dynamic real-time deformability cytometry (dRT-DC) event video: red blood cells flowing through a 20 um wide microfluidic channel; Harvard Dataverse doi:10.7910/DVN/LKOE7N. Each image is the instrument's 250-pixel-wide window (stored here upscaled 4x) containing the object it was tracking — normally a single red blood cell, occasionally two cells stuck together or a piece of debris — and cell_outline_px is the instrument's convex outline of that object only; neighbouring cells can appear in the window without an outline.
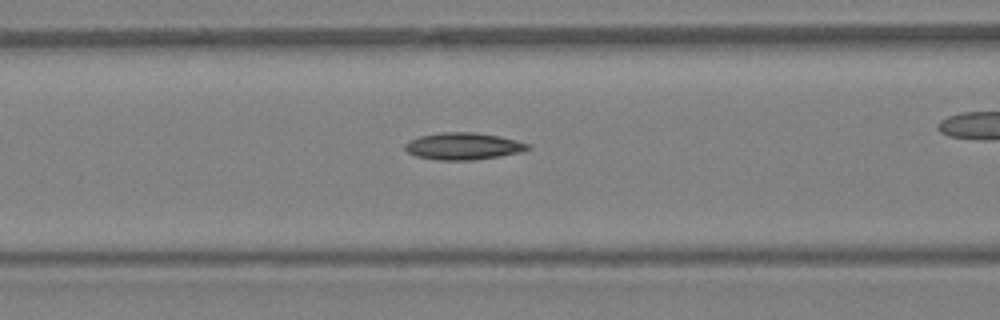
{"species": "Egyptian fruit bat (a non-hibernating species)", "species_latin": "Rousettus aegyptiacus", "temperature_condition": "warm", "stored_images_in_passage": 35, "camera_frame_rate_fps": 3000, "um_per_image_px": 0.085, "animal": {"sex": "female"}, "frame": {"image": 1, "passage_image": 9, "time_ms": 2.667, "image_size_px": [1000, 320], "cell_outline_px": [[532, 148], [524, 152], [500, 156], [472, 160], [440, 160], [416, 156], [408, 152], [404, 148], [404, 144], [408, 140], [420, 136], [444, 132], [472, 132], [496, 136], [516, 140], [532, 144]], "centroid_in_image_um": [39.41, 12.43], "position_along_channel_um": 127.2, "area_um2": 19.36}}
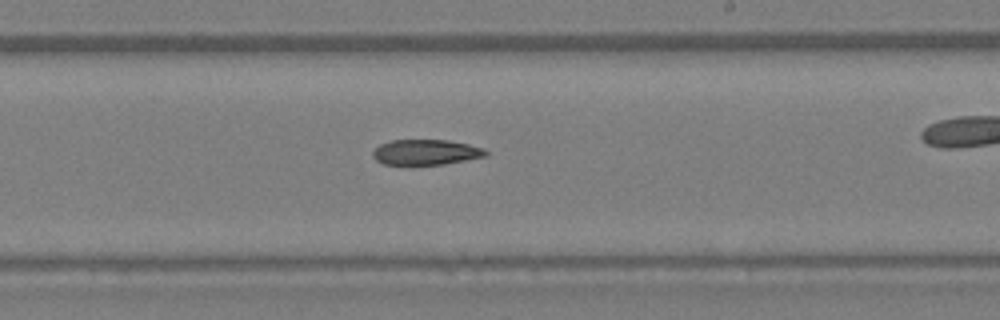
{"frame": {"image": 2, "passage_image": 17, "time_ms": 5.333, "image_size_px": [1000, 320], "cell_outline_px": [[488, 156], [444, 164], [384, 164], [376, 160], [372, 156], [372, 152], [380, 144], [392, 140], [448, 140], [468, 144], [484, 148], [488, 152]], "centroid_in_image_um": [36.22, 12.93], "position_along_channel_um": 252.8, "area_um2": 16.65}}
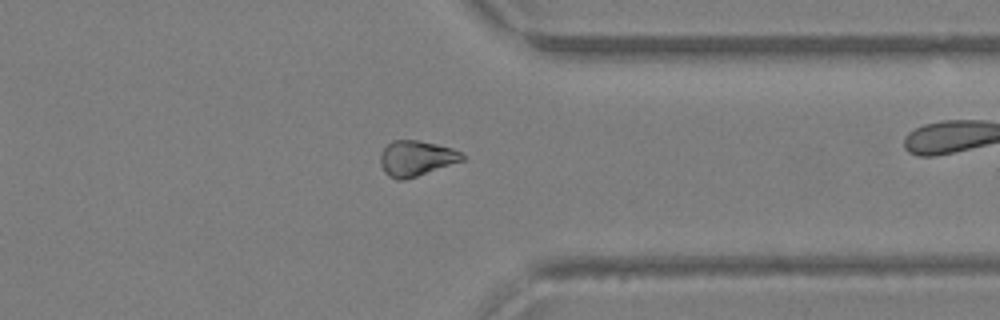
{"frame": {"image": 3, "passage_image": 25, "time_ms": 8.0, "image_size_px": [1000, 320], "cell_outline_px": [[468, 156], [464, 160], [404, 180], [396, 180], [388, 176], [384, 172], [380, 164], [380, 152], [392, 140], [420, 140], [452, 148]], "centroid_in_image_um": [35.37, 13.45], "position_along_channel_um": 376.0, "area_um2": 16.99}}